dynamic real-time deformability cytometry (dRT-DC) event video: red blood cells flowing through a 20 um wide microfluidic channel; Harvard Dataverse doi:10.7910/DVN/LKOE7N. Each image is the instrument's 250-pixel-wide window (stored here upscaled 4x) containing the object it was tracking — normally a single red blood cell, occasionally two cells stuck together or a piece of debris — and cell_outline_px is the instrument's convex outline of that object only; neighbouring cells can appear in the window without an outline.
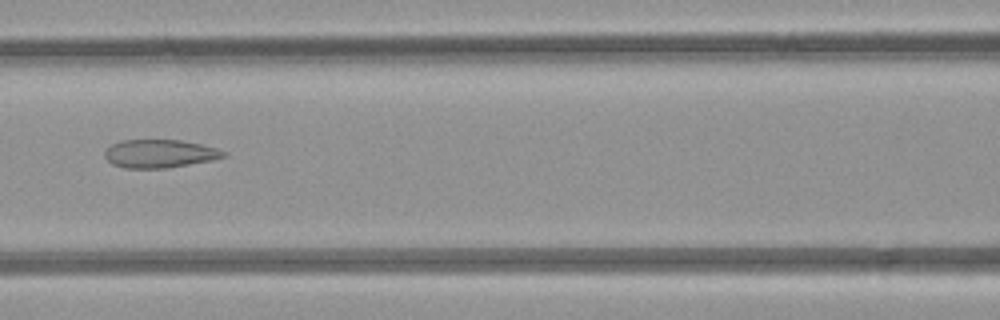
{"species": "common noctule bat (a hibernating species)", "species_latin": "Nyctalus noctula", "temperature_condition": "room temperature", "stored_images_in_passage": 6, "camera_frame_rate_fps": 3000, "um_per_image_px": 0.085, "animal": {"sex": "female", "body_mass_g": 21.9}, "frame": {"image": 1, "passage_image": 6, "time_ms": 6.333, "image_size_px": [1000, 320], "cell_outline_px": [[228, 156], [212, 160], [168, 168], [124, 168], [112, 164], [104, 156], [104, 152], [112, 144], [120, 140], [180, 140], [200, 144], [216, 148], [228, 152]], "centroid_in_image_um": [13.59, 13.06], "position_along_channel_um": 153.0, "area_um2": 19.59}}